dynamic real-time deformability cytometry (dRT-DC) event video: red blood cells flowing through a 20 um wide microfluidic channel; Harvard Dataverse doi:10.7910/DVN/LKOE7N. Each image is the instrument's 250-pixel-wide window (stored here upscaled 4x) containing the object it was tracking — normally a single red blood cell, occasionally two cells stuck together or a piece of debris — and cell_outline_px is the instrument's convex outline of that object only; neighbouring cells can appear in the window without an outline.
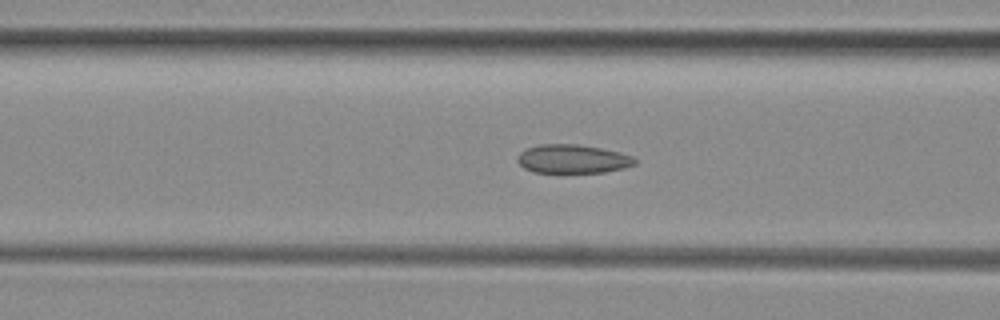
{"species": "common noctule bat (a hibernating species)", "species_latin": "Nyctalus noctula", "temperature_condition": "room temperature", "stored_images_in_passage": 42, "camera_frame_rate_fps": 3000, "um_per_image_px": 0.085, "animal": {"sex": "female", "body_mass_g": 29.2, "forearm_length_mm": 56.3}, "frame": {"image": 1, "passage_image": 20, "time_ms": 6.333, "image_size_px": [1000, 320], "cell_outline_px": [[636, 164], [624, 168], [604, 172], [532, 172], [524, 168], [516, 160], [516, 156], [520, 152], [528, 148], [540, 144], [576, 144], [600, 148], [620, 152], [632, 156], [636, 160]], "centroid_in_image_um": [48.66, 13.51], "position_along_channel_um": 117.9, "area_um2": 19.59}}
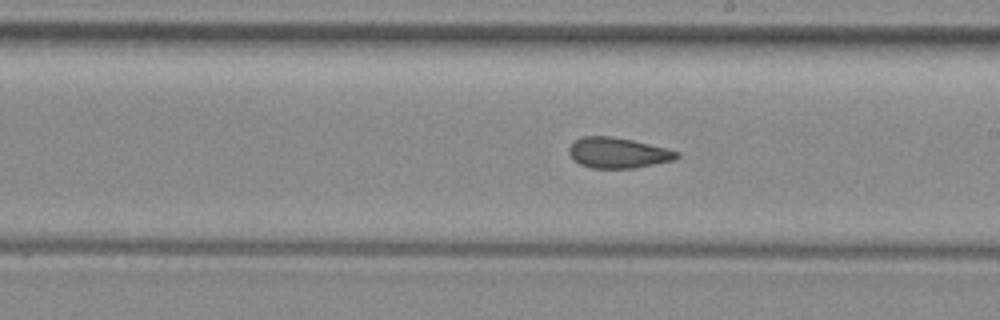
{"frame": {"image": 2, "passage_image": 29, "time_ms": 9.333, "image_size_px": [1000, 320], "cell_outline_px": [[680, 156], [676, 160], [636, 168], [592, 168], [580, 164], [572, 160], [568, 152], [568, 148], [576, 140], [584, 136], [608, 136], [632, 140], [680, 152]], "centroid_in_image_um": [52.53, 13.01], "position_along_channel_um": 236.5, "area_um2": 19.19}}
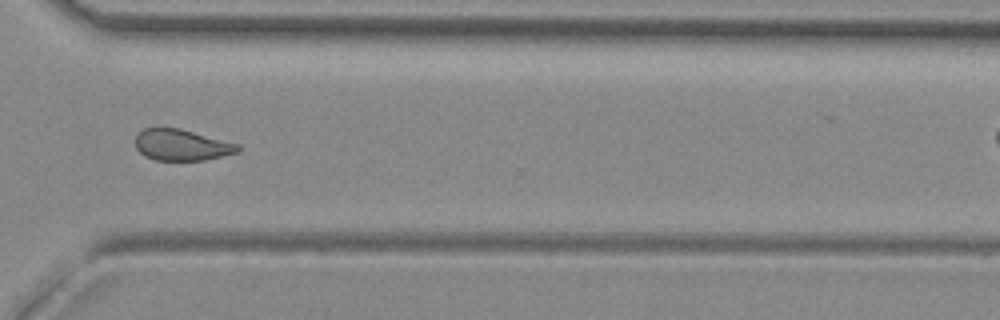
{"frame": {"image": 3, "passage_image": 38, "time_ms": 12.333, "image_size_px": [1000, 320], "cell_outline_px": [[240, 152], [204, 160], [156, 160], [144, 156], [136, 148], [136, 136], [144, 128], [180, 128], [240, 144]], "centroid_in_image_um": [15.47, 12.32], "position_along_channel_um": 355.1, "area_um2": 18.67}}